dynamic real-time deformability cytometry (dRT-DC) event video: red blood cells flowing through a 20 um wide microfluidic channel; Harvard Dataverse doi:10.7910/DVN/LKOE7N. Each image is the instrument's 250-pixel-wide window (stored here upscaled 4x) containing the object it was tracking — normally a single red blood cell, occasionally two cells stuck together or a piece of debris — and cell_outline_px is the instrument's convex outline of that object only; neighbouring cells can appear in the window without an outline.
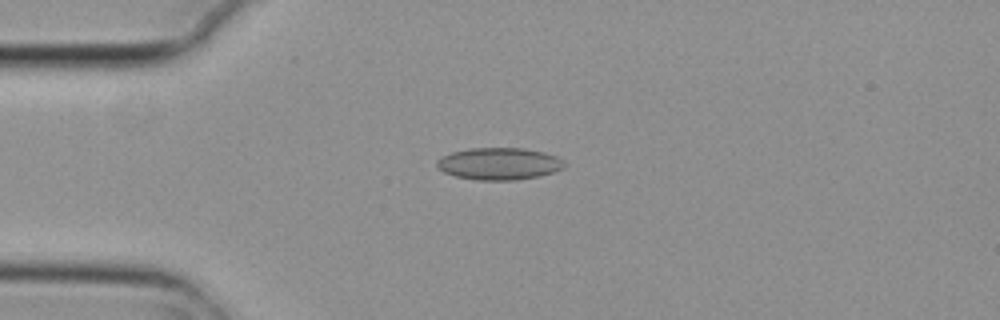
{"species": "common noctule bat (a hibernating species)", "species_latin": "Nyctalus noctula", "temperature_condition": "cold", "stored_images_in_passage": 7, "camera_frame_rate_fps": 3000, "um_per_image_px": 0.085, "animal": {"sex": "female", "body_mass_g": 29.2, "forearm_length_mm": 56.3}, "frame": {"image": 1, "passage_image": 3, "time_ms": 0.667, "image_size_px": [1000, 320], "cell_outline_px": [[564, 168], [540, 176], [516, 180], [476, 180], [456, 176], [444, 172], [436, 168], [436, 160], [452, 152], [468, 148], [524, 148], [544, 152], [556, 156], [564, 164]], "centroid_in_image_um": [42.39, 13.92], "position_along_channel_um": 42.6, "area_um2": 23.81}}
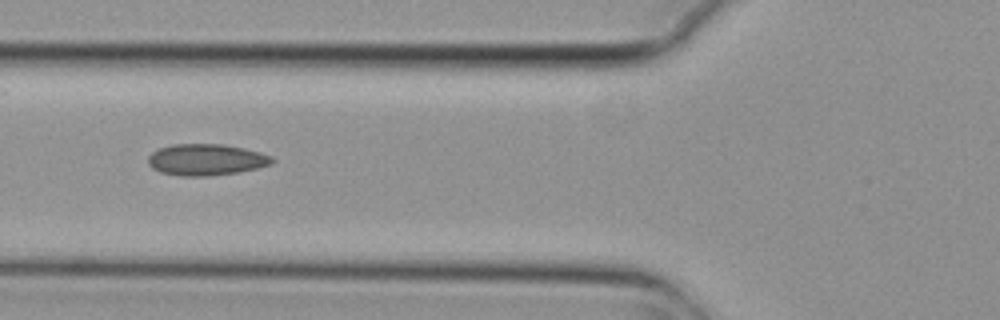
{"frame": {"image": 2, "passage_image": 5, "time_ms": 1.333, "image_size_px": [1000, 320], "cell_outline_px": [[276, 160], [272, 164], [256, 168], [236, 172], [208, 176], [180, 176], [160, 172], [152, 168], [148, 164], [148, 156], [152, 152], [160, 148], [172, 144], [224, 144], [244, 148], [260, 152], [272, 156]], "centroid_in_image_um": [17.52, 13.57], "position_along_channel_um": 108.3, "area_um2": 22.77}}
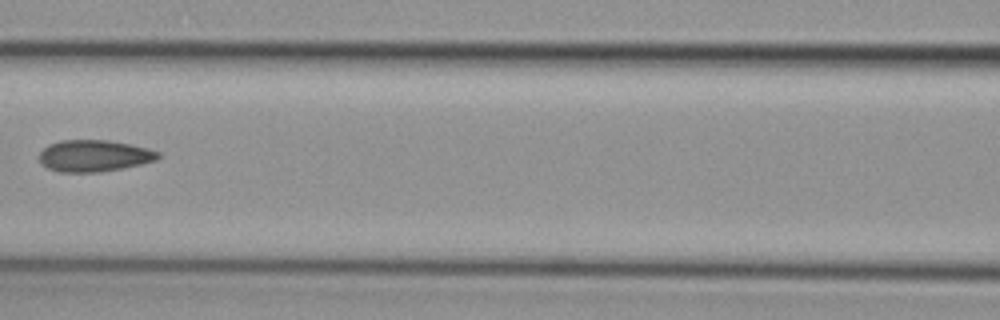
{"frame": {"image": 3, "passage_image": 6, "time_ms": 1.667, "image_size_px": [1000, 320], "cell_outline_px": [[160, 156], [156, 160], [124, 168], [100, 172], [60, 172], [48, 168], [40, 164], [40, 152], [48, 144], [60, 140], [108, 140], [148, 148], [160, 152]], "centroid_in_image_um": [7.99, 13.24], "position_along_channel_um": 158.6, "area_um2": 21.96}}